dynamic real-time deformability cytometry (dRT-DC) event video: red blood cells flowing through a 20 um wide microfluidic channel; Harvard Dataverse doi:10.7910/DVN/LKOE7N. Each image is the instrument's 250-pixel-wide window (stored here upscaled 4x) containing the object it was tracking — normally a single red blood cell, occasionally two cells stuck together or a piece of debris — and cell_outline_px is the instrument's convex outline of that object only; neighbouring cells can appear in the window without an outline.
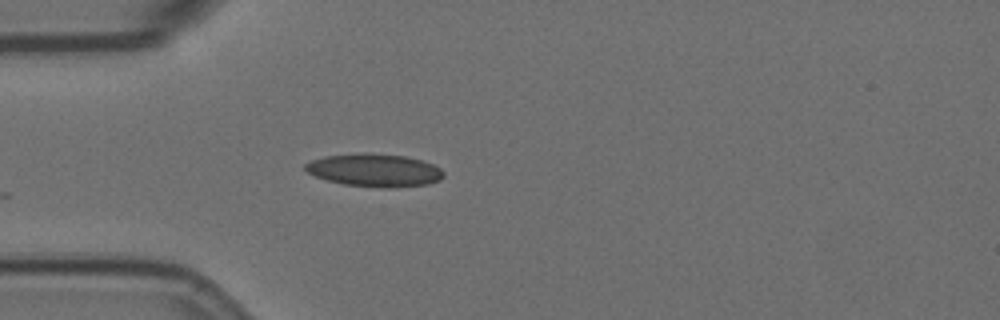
{"species": "Egyptian fruit bat (a non-hibernating species)", "species_latin": "Rousettus aegyptiacus", "temperature_condition": "room temperature", "stored_images_in_passage": 3, "camera_frame_rate_fps": 3000, "um_per_image_px": 0.085, "animal": {"sex": "female"}, "frame": {"image": 1, "passage_image": 1, "time_ms": 0.0, "image_size_px": [1000, 320], "cell_outline_px": [[444, 176], [440, 180], [428, 184], [388, 188], [380, 188], [344, 184], [328, 180], [316, 176], [308, 172], [304, 168], [304, 164], [312, 160], [324, 156], [364, 152], [372, 152], [404, 156], [424, 160], [440, 168], [444, 172]], "centroid_in_image_um": [31.85, 14.46], "position_along_channel_um": 53.1, "area_um2": 26.7}}